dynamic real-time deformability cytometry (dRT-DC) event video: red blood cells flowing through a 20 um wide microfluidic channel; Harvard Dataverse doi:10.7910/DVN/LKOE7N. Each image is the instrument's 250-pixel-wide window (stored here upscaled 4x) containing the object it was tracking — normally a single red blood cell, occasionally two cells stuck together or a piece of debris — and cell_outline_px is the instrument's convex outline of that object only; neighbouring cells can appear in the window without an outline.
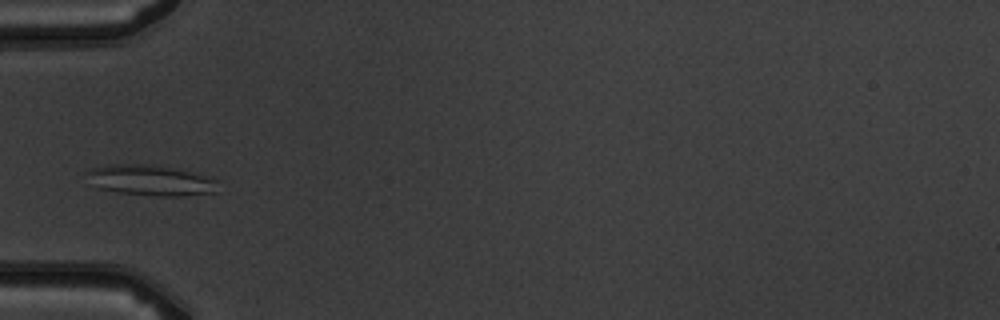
{"species": "common noctule bat (a hibernating species)", "species_latin": "Nyctalus noctula", "temperature_condition": "warm", "stored_images_in_passage": 4, "camera_frame_rate_fps": 3000, "um_per_image_px": 0.085, "animal": {"sex": "male", "body_mass_g": 19.5, "forearm_length_mm": 54.6}, "frame": {"image": 1, "passage_image": 4, "time_ms": 3.333, "image_size_px": [1000, 320], "cell_outline_px": [[216, 192], [184, 196], [156, 196], [120, 192], [96, 188], [92, 184], [84, 172], [92, 168], [108, 164], [160, 164], [180, 168], [212, 176], [216, 180]], "centroid_in_image_um": [12.82, 15.3], "position_along_channel_um": 72.2, "area_um2": 24.04}}